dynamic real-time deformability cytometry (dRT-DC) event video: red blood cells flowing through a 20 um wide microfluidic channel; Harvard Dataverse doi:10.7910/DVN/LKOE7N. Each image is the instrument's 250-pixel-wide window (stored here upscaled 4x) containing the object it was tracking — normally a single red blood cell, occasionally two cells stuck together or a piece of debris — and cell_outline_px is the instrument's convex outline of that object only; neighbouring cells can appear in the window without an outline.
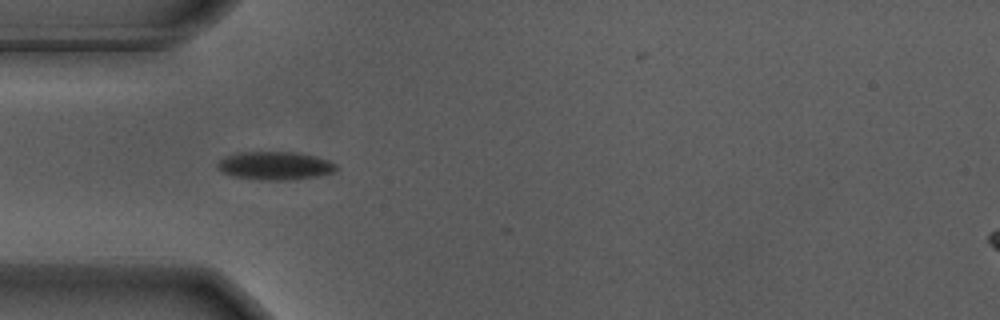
{"species": "Egyptian fruit bat (a non-hibernating species)", "species_latin": "Rousettus aegyptiacus", "temperature_condition": "warm", "stored_images_in_passage": 31, "camera_frame_rate_fps": 3000, "um_per_image_px": 0.085, "animal": {"sex": "male"}, "frame": {"image": 1, "passage_image": 1, "time_ms": 0.0, "image_size_px": [1000, 320], "cell_outline_px": [[340, 168], [336, 172], [320, 176], [292, 180], [260, 180], [232, 176], [216, 168], [216, 164], [224, 156], [236, 152], [296, 152], [316, 156], [328, 160], [336, 164]], "centroid_in_image_um": [23.41, 14.09], "position_along_channel_um": 61.6, "area_um2": 19.94}}
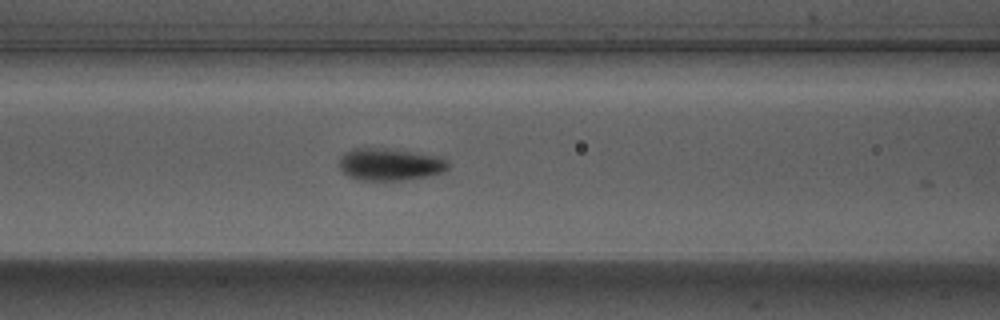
{"frame": {"image": 2, "passage_image": 7, "time_ms": 2.0, "image_size_px": [1000, 320], "cell_outline_px": [[448, 168], [444, 172], [428, 176], [400, 180], [356, 180], [348, 176], [340, 168], [340, 156], [344, 152], [352, 148], [376, 148], [408, 152], [436, 156], [448, 160]], "centroid_in_image_um": [33.11, 13.99], "position_along_channel_um": 133.5, "area_um2": 20.17}}
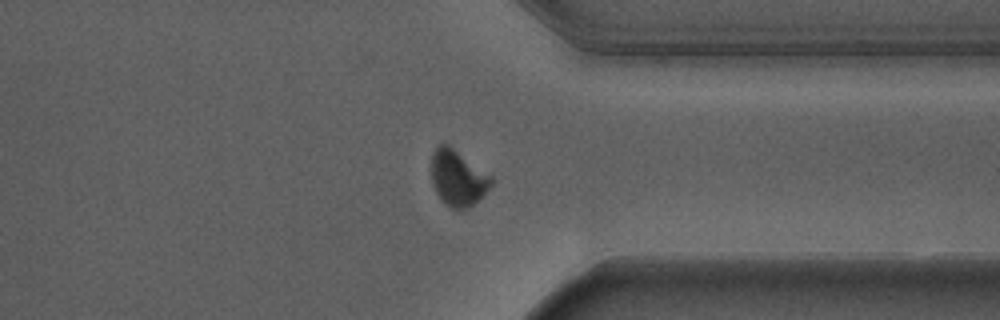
{"frame": {"image": 3, "passage_image": 27, "time_ms": 8.667, "image_size_px": [1000, 320], "cell_outline_px": [[496, 180], [468, 208], [460, 212], [444, 204], [440, 200], [432, 184], [432, 152], [440, 144], [448, 144], [492, 176]], "centroid_in_image_um": [38.9, 15.15], "position_along_channel_um": 372.5, "area_um2": 19.48}, "authors_computed_cell_mechanics": {"area_um2": 20.23, "velocity_mm_per_s": 3.6553, "shape_relaxation_time_tau1_ms": 3.3369, "shape_relaxation_time_tau2_ms": null, "deformation_change_tau1": 0.1487, "deformation_change_tau2": null}}